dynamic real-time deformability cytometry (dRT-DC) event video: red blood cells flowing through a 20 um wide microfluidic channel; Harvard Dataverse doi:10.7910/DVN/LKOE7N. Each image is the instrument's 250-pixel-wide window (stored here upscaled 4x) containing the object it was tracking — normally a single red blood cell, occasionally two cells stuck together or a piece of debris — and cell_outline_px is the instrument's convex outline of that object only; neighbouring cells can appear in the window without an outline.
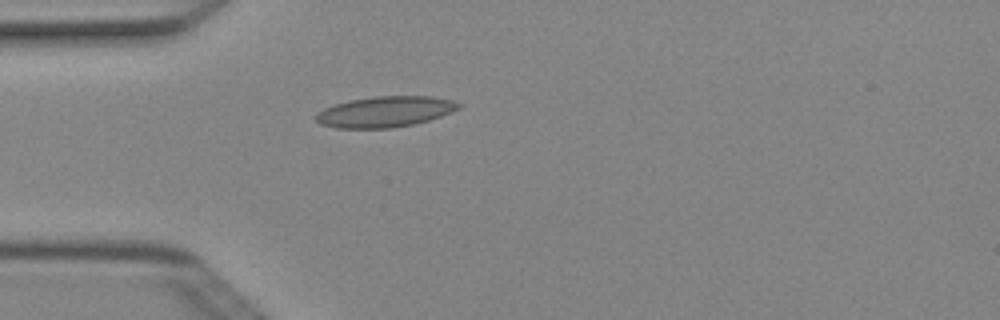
{"species": "Egyptian fruit bat (a non-hibernating species)", "species_latin": "Rousettus aegyptiacus", "temperature_condition": "cold", "stored_images_in_passage": 4, "camera_frame_rate_fps": 3000, "um_per_image_px": 0.085, "animal": {"sex": "female"}, "frame": {"image": 1, "passage_image": 4, "time_ms": 1.0, "image_size_px": [1000, 320], "cell_outline_px": [[460, 108], [452, 112], [428, 120], [412, 124], [392, 128], [336, 128], [320, 124], [312, 116], [316, 112], [324, 108], [348, 100], [372, 96], [432, 96], [452, 100], [460, 104]], "centroid_in_image_um": [32.68, 9.49], "position_along_channel_um": 52.3, "area_um2": 25.72}}